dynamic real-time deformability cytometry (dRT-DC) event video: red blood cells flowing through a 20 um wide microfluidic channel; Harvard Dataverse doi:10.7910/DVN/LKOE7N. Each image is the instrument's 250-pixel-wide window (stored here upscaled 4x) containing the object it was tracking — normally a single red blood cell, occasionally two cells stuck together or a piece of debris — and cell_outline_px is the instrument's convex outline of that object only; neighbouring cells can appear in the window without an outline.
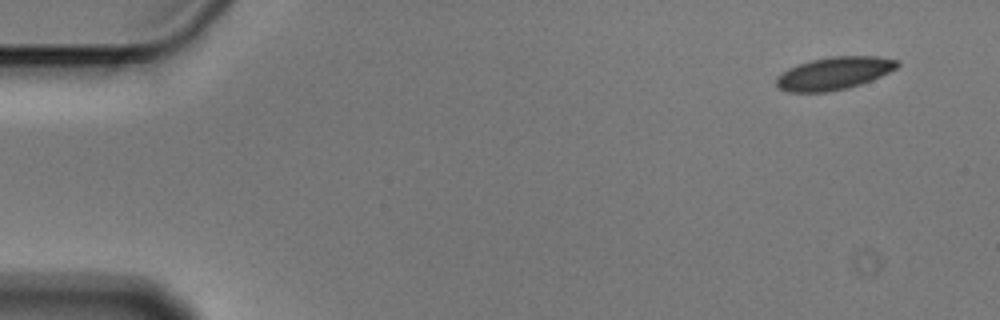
{"species": "Egyptian fruit bat (a non-hibernating species)", "species_latin": "Rousettus aegyptiacus", "temperature_condition": "cold", "stored_images_in_passage": 4, "camera_frame_rate_fps": 3000, "um_per_image_px": 0.085, "animal": {"sex": "male"}, "frame": {"image": 1, "passage_image": 1, "time_ms": 0.0, "image_size_px": [1000, 320], "cell_outline_px": [[900, 64], [896, 68], [872, 80], [848, 88], [828, 92], [788, 92], [780, 88], [776, 84], [776, 76], [788, 68], [812, 60], [832, 56], [880, 56], [900, 60]], "centroid_in_image_um": [70.91, 6.23], "position_along_channel_um": 14.1, "area_um2": 23.06}}
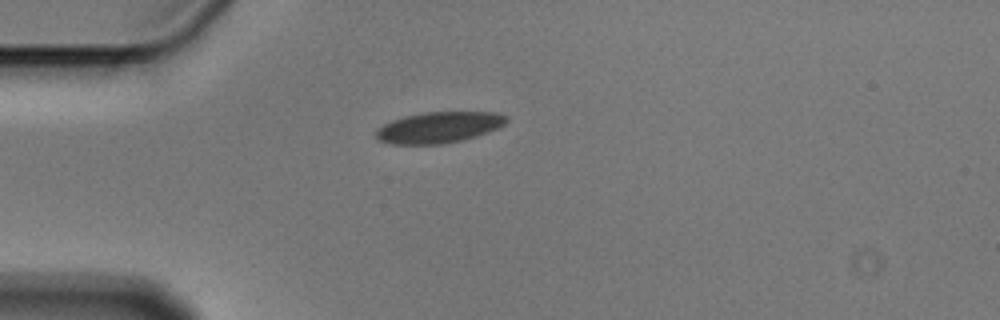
{"frame": {"image": 2, "passage_image": 4, "time_ms": 1.0, "image_size_px": [1000, 320], "cell_outline_px": [[508, 120], [504, 124], [488, 132], [464, 140], [440, 144], [392, 144], [380, 140], [376, 136], [376, 128], [392, 120], [404, 116], [424, 112], [496, 112], [508, 116]], "centroid_in_image_um": [37.31, 10.82], "position_along_channel_um": 47.7, "area_um2": 23.58}}